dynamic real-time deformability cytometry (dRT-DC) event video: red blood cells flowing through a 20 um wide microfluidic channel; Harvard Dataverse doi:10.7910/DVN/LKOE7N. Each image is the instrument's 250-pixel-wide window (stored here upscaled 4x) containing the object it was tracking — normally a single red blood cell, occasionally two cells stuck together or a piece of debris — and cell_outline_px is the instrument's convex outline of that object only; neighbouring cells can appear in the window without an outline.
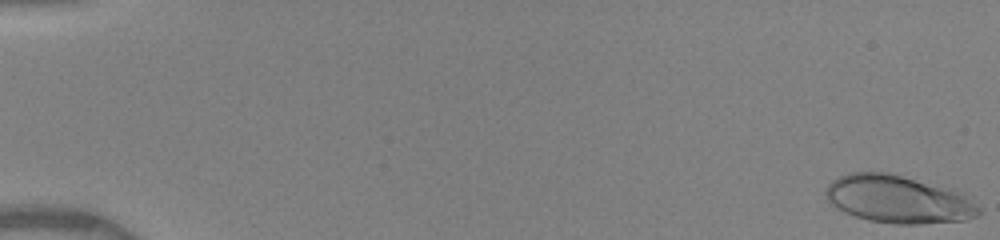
{"species": "human", "species_latin": "Homo sapiens", "temperature_condition": "warm", "stored_images_in_passage": 44, "camera_frame_rate_fps": 3000, "um_per_image_px": 0.085, "donor": {"sex": "female"}, "frame": {"image": 1, "passage_image": 1, "time_ms": 0.0, "image_size_px": [1000, 240], "cell_outline_px": [[984, 212], [968, 220], [920, 224], [896, 224], [868, 220], [844, 212], [828, 204], [824, 192], [824, 188], [832, 180], [840, 176], [852, 172], [888, 172], [956, 188], [972, 196]], "centroid_in_image_um": [76.43, 16.93], "position_along_channel_um": 8.6, "area_um2": 43.87}}
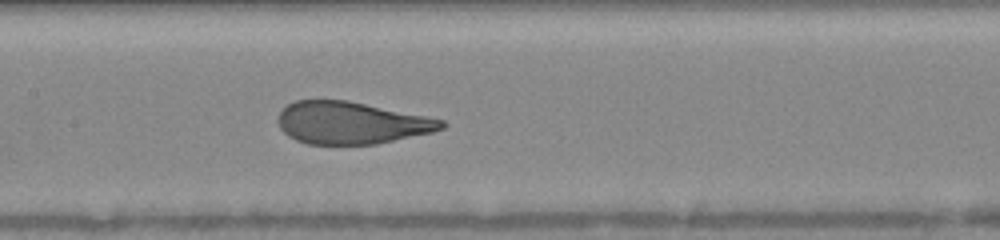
{"frame": {"image": 2, "passage_image": 26, "time_ms": 8.333, "image_size_px": [1000, 240], "cell_outline_px": [[448, 124], [444, 128], [432, 132], [376, 144], [308, 144], [296, 140], [288, 136], [280, 128], [276, 120], [280, 112], [288, 104], [296, 100], [348, 100], [444, 120]], "centroid_in_image_um": [29.84, 10.44], "position_along_channel_um": 177.6, "area_um2": 40.11}}
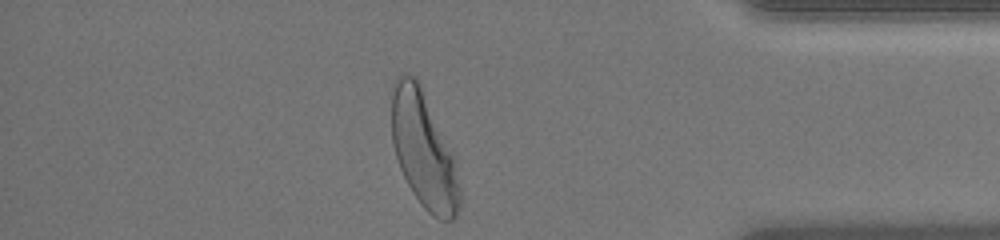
{"frame": {"image": 3, "passage_image": 44, "time_ms": 14.333, "image_size_px": [1000, 240], "cell_outline_px": [[460, 208], [456, 216], [452, 220], [440, 220], [432, 216], [420, 204], [412, 192], [400, 168], [396, 156], [392, 140], [392, 84], [396, 76], [400, 72], [404, 72], [416, 76], [456, 160], [460, 188]], "centroid_in_image_um": [36.01, 12.75], "position_along_channel_um": 399.2, "area_um2": 46.24}, "authors_computed_cell_mechanics": {"area_um2": 41.4715, "velocity_mm_per_s": 4.0962, "shape_relaxation_time_tau1_ms": 3.7209, "shape_relaxation_time_tau2_ms": null, "deformation_change_tau1": 0.221, "deformation_change_tau2": null}}